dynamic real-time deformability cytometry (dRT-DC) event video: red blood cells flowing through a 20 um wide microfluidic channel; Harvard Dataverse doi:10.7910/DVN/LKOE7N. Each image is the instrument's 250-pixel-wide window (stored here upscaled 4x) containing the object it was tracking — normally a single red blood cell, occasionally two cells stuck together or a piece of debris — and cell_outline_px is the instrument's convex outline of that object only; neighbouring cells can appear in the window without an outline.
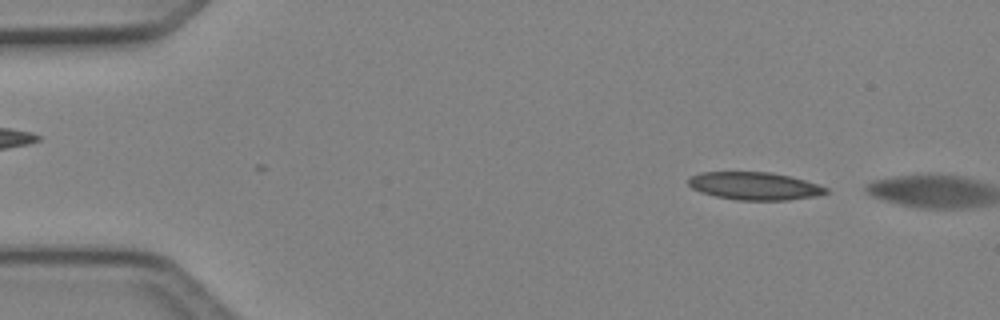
{"species": "Egyptian fruit bat (a non-hibernating species)", "species_latin": "Rousettus aegyptiacus", "temperature_condition": "cold", "stored_images_in_passage": 4, "camera_frame_rate_fps": 3000, "um_per_image_px": 0.085, "animal": {"sex": "female"}, "frame": {"image": 1, "passage_image": 2, "time_ms": 0.333, "image_size_px": [1000, 320], "cell_outline_px": [[832, 192], [816, 196], [788, 200], [736, 200], [716, 196], [700, 192], [692, 188], [688, 184], [688, 176], [700, 172], [772, 172], [792, 176], [828, 188]], "centroid_in_image_um": [64.14, 15.8], "position_along_channel_um": 20.9, "area_um2": 22.48}}